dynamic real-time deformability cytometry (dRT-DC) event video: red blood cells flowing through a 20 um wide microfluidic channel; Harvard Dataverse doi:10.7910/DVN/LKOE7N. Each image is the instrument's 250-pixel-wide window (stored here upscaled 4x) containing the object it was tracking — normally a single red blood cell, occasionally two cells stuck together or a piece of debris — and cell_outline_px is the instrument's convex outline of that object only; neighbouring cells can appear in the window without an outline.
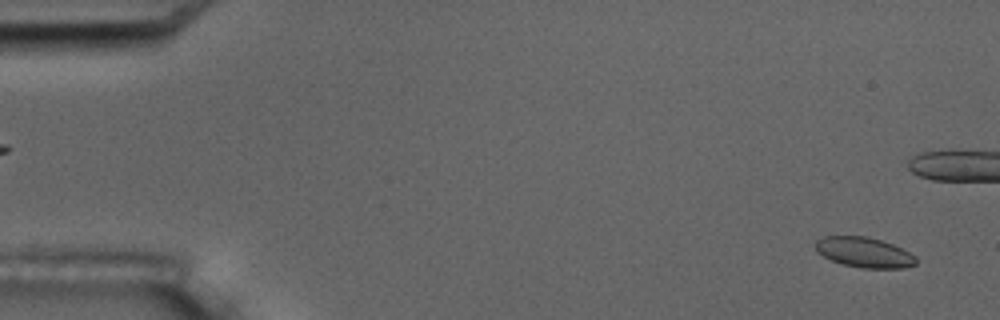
{"species": "common noctule bat (a hibernating species)", "species_latin": "Nyctalus noctula", "temperature_condition": "room temperature", "stored_images_in_passage": 6, "camera_frame_rate_fps": 3000, "um_per_image_px": 0.085, "animal": {"sex": "male", "body_mass_g": 17.5, "forearm_length_mm": 52.3}, "frame": {"image": 1, "passage_image": 1, "time_ms": 0.0, "image_size_px": [1000, 320], "cell_outline_px": [[916, 264], [904, 268], [860, 268], [844, 264], [832, 260], [816, 252], [816, 240], [824, 236], [868, 236], [892, 244], [916, 256]], "centroid_in_image_um": [73.45, 21.45], "position_along_channel_um": 11.6, "area_um2": 17.57}}